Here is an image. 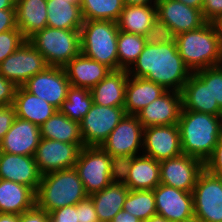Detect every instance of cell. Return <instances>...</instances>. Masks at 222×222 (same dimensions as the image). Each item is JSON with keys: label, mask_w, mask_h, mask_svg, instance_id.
<instances>
[{"label": "cell", "mask_w": 222, "mask_h": 222, "mask_svg": "<svg viewBox=\"0 0 222 222\" xmlns=\"http://www.w3.org/2000/svg\"><path fill=\"white\" fill-rule=\"evenodd\" d=\"M132 77L145 78L165 90L181 92L192 74L179 55L176 42L148 45L128 70Z\"/></svg>", "instance_id": "cell-1"}, {"label": "cell", "mask_w": 222, "mask_h": 222, "mask_svg": "<svg viewBox=\"0 0 222 222\" xmlns=\"http://www.w3.org/2000/svg\"><path fill=\"white\" fill-rule=\"evenodd\" d=\"M178 127L182 153L205 163L222 137V115L181 110Z\"/></svg>", "instance_id": "cell-2"}, {"label": "cell", "mask_w": 222, "mask_h": 222, "mask_svg": "<svg viewBox=\"0 0 222 222\" xmlns=\"http://www.w3.org/2000/svg\"><path fill=\"white\" fill-rule=\"evenodd\" d=\"M87 197L84 185L73 167L41 176L36 191V206L51 213L68 205H76Z\"/></svg>", "instance_id": "cell-3"}, {"label": "cell", "mask_w": 222, "mask_h": 222, "mask_svg": "<svg viewBox=\"0 0 222 222\" xmlns=\"http://www.w3.org/2000/svg\"><path fill=\"white\" fill-rule=\"evenodd\" d=\"M176 44L191 72L222 64V49L211 22L176 35Z\"/></svg>", "instance_id": "cell-4"}, {"label": "cell", "mask_w": 222, "mask_h": 222, "mask_svg": "<svg viewBox=\"0 0 222 222\" xmlns=\"http://www.w3.org/2000/svg\"><path fill=\"white\" fill-rule=\"evenodd\" d=\"M118 34L116 22L84 20L80 29L81 53L109 67L112 71L119 70Z\"/></svg>", "instance_id": "cell-5"}, {"label": "cell", "mask_w": 222, "mask_h": 222, "mask_svg": "<svg viewBox=\"0 0 222 222\" xmlns=\"http://www.w3.org/2000/svg\"><path fill=\"white\" fill-rule=\"evenodd\" d=\"M49 66L64 67L81 53L80 30L45 27L27 39Z\"/></svg>", "instance_id": "cell-6"}, {"label": "cell", "mask_w": 222, "mask_h": 222, "mask_svg": "<svg viewBox=\"0 0 222 222\" xmlns=\"http://www.w3.org/2000/svg\"><path fill=\"white\" fill-rule=\"evenodd\" d=\"M85 192L89 195L101 191L111 184V156L100 146L81 148L74 166Z\"/></svg>", "instance_id": "cell-7"}, {"label": "cell", "mask_w": 222, "mask_h": 222, "mask_svg": "<svg viewBox=\"0 0 222 222\" xmlns=\"http://www.w3.org/2000/svg\"><path fill=\"white\" fill-rule=\"evenodd\" d=\"M194 216L200 222H222V178L205 169L192 191Z\"/></svg>", "instance_id": "cell-8"}, {"label": "cell", "mask_w": 222, "mask_h": 222, "mask_svg": "<svg viewBox=\"0 0 222 222\" xmlns=\"http://www.w3.org/2000/svg\"><path fill=\"white\" fill-rule=\"evenodd\" d=\"M49 65L44 56L27 40L0 63V74L17 87L45 70Z\"/></svg>", "instance_id": "cell-9"}, {"label": "cell", "mask_w": 222, "mask_h": 222, "mask_svg": "<svg viewBox=\"0 0 222 222\" xmlns=\"http://www.w3.org/2000/svg\"><path fill=\"white\" fill-rule=\"evenodd\" d=\"M126 115L124 107L92 105L80 122L84 146H101Z\"/></svg>", "instance_id": "cell-10"}, {"label": "cell", "mask_w": 222, "mask_h": 222, "mask_svg": "<svg viewBox=\"0 0 222 222\" xmlns=\"http://www.w3.org/2000/svg\"><path fill=\"white\" fill-rule=\"evenodd\" d=\"M144 127L136 115H125L100 146L110 156L142 154Z\"/></svg>", "instance_id": "cell-11"}, {"label": "cell", "mask_w": 222, "mask_h": 222, "mask_svg": "<svg viewBox=\"0 0 222 222\" xmlns=\"http://www.w3.org/2000/svg\"><path fill=\"white\" fill-rule=\"evenodd\" d=\"M84 144H70L41 138L34 159L41 175L73 168Z\"/></svg>", "instance_id": "cell-12"}, {"label": "cell", "mask_w": 222, "mask_h": 222, "mask_svg": "<svg viewBox=\"0 0 222 222\" xmlns=\"http://www.w3.org/2000/svg\"><path fill=\"white\" fill-rule=\"evenodd\" d=\"M203 170L204 163L201 160L182 153L177 157L160 161V183L192 192Z\"/></svg>", "instance_id": "cell-13"}, {"label": "cell", "mask_w": 222, "mask_h": 222, "mask_svg": "<svg viewBox=\"0 0 222 222\" xmlns=\"http://www.w3.org/2000/svg\"><path fill=\"white\" fill-rule=\"evenodd\" d=\"M70 86L64 68L58 66H48L23 85L28 92L46 100L57 109L66 100Z\"/></svg>", "instance_id": "cell-14"}, {"label": "cell", "mask_w": 222, "mask_h": 222, "mask_svg": "<svg viewBox=\"0 0 222 222\" xmlns=\"http://www.w3.org/2000/svg\"><path fill=\"white\" fill-rule=\"evenodd\" d=\"M142 154L159 162L181 155L178 124L144 128Z\"/></svg>", "instance_id": "cell-15"}, {"label": "cell", "mask_w": 222, "mask_h": 222, "mask_svg": "<svg viewBox=\"0 0 222 222\" xmlns=\"http://www.w3.org/2000/svg\"><path fill=\"white\" fill-rule=\"evenodd\" d=\"M157 214L170 222H183L194 217L192 192L160 183L153 190Z\"/></svg>", "instance_id": "cell-16"}, {"label": "cell", "mask_w": 222, "mask_h": 222, "mask_svg": "<svg viewBox=\"0 0 222 222\" xmlns=\"http://www.w3.org/2000/svg\"><path fill=\"white\" fill-rule=\"evenodd\" d=\"M182 110L181 92L166 90L160 97L137 113L144 128L178 124Z\"/></svg>", "instance_id": "cell-17"}, {"label": "cell", "mask_w": 222, "mask_h": 222, "mask_svg": "<svg viewBox=\"0 0 222 222\" xmlns=\"http://www.w3.org/2000/svg\"><path fill=\"white\" fill-rule=\"evenodd\" d=\"M156 10L157 17L164 21L176 35L198 29L206 23L202 10L176 0H158Z\"/></svg>", "instance_id": "cell-18"}, {"label": "cell", "mask_w": 222, "mask_h": 222, "mask_svg": "<svg viewBox=\"0 0 222 222\" xmlns=\"http://www.w3.org/2000/svg\"><path fill=\"white\" fill-rule=\"evenodd\" d=\"M41 139L40 127L16 117L0 143V152L34 156Z\"/></svg>", "instance_id": "cell-19"}, {"label": "cell", "mask_w": 222, "mask_h": 222, "mask_svg": "<svg viewBox=\"0 0 222 222\" xmlns=\"http://www.w3.org/2000/svg\"><path fill=\"white\" fill-rule=\"evenodd\" d=\"M41 176L34 156L0 152V179L23 184L36 193Z\"/></svg>", "instance_id": "cell-20"}, {"label": "cell", "mask_w": 222, "mask_h": 222, "mask_svg": "<svg viewBox=\"0 0 222 222\" xmlns=\"http://www.w3.org/2000/svg\"><path fill=\"white\" fill-rule=\"evenodd\" d=\"M63 68L71 86L90 90L112 71L83 53L74 57Z\"/></svg>", "instance_id": "cell-21"}, {"label": "cell", "mask_w": 222, "mask_h": 222, "mask_svg": "<svg viewBox=\"0 0 222 222\" xmlns=\"http://www.w3.org/2000/svg\"><path fill=\"white\" fill-rule=\"evenodd\" d=\"M181 96L182 110L222 115V109L210 93V83H204L194 72L183 86Z\"/></svg>", "instance_id": "cell-22"}, {"label": "cell", "mask_w": 222, "mask_h": 222, "mask_svg": "<svg viewBox=\"0 0 222 222\" xmlns=\"http://www.w3.org/2000/svg\"><path fill=\"white\" fill-rule=\"evenodd\" d=\"M128 70L111 71L90 91L93 103L100 106L124 107Z\"/></svg>", "instance_id": "cell-23"}, {"label": "cell", "mask_w": 222, "mask_h": 222, "mask_svg": "<svg viewBox=\"0 0 222 222\" xmlns=\"http://www.w3.org/2000/svg\"><path fill=\"white\" fill-rule=\"evenodd\" d=\"M36 205V193L23 184L0 179V213L20 215Z\"/></svg>", "instance_id": "cell-24"}, {"label": "cell", "mask_w": 222, "mask_h": 222, "mask_svg": "<svg viewBox=\"0 0 222 222\" xmlns=\"http://www.w3.org/2000/svg\"><path fill=\"white\" fill-rule=\"evenodd\" d=\"M13 106L17 117L39 127L58 110L46 100L28 92L23 86L17 87Z\"/></svg>", "instance_id": "cell-25"}, {"label": "cell", "mask_w": 222, "mask_h": 222, "mask_svg": "<svg viewBox=\"0 0 222 222\" xmlns=\"http://www.w3.org/2000/svg\"><path fill=\"white\" fill-rule=\"evenodd\" d=\"M166 90L156 83L128 76L124 109L126 115H137L148 104L160 97Z\"/></svg>", "instance_id": "cell-26"}, {"label": "cell", "mask_w": 222, "mask_h": 222, "mask_svg": "<svg viewBox=\"0 0 222 222\" xmlns=\"http://www.w3.org/2000/svg\"><path fill=\"white\" fill-rule=\"evenodd\" d=\"M16 24L28 39L47 27V0H15Z\"/></svg>", "instance_id": "cell-27"}, {"label": "cell", "mask_w": 222, "mask_h": 222, "mask_svg": "<svg viewBox=\"0 0 222 222\" xmlns=\"http://www.w3.org/2000/svg\"><path fill=\"white\" fill-rule=\"evenodd\" d=\"M160 184V162L144 154L133 156L125 185L129 190H154Z\"/></svg>", "instance_id": "cell-28"}, {"label": "cell", "mask_w": 222, "mask_h": 222, "mask_svg": "<svg viewBox=\"0 0 222 222\" xmlns=\"http://www.w3.org/2000/svg\"><path fill=\"white\" fill-rule=\"evenodd\" d=\"M129 188L125 184L111 183L89 197L92 199L98 220L110 222L123 209Z\"/></svg>", "instance_id": "cell-29"}, {"label": "cell", "mask_w": 222, "mask_h": 222, "mask_svg": "<svg viewBox=\"0 0 222 222\" xmlns=\"http://www.w3.org/2000/svg\"><path fill=\"white\" fill-rule=\"evenodd\" d=\"M47 27L80 30L84 22L80 4L70 0H47Z\"/></svg>", "instance_id": "cell-30"}, {"label": "cell", "mask_w": 222, "mask_h": 222, "mask_svg": "<svg viewBox=\"0 0 222 222\" xmlns=\"http://www.w3.org/2000/svg\"><path fill=\"white\" fill-rule=\"evenodd\" d=\"M156 18V5H125L116 23L119 31L144 36Z\"/></svg>", "instance_id": "cell-31"}, {"label": "cell", "mask_w": 222, "mask_h": 222, "mask_svg": "<svg viewBox=\"0 0 222 222\" xmlns=\"http://www.w3.org/2000/svg\"><path fill=\"white\" fill-rule=\"evenodd\" d=\"M41 138L61 141L70 144H84L80 123L69 119L57 110L40 126Z\"/></svg>", "instance_id": "cell-32"}, {"label": "cell", "mask_w": 222, "mask_h": 222, "mask_svg": "<svg viewBox=\"0 0 222 222\" xmlns=\"http://www.w3.org/2000/svg\"><path fill=\"white\" fill-rule=\"evenodd\" d=\"M93 105V96L90 89L70 86L66 100L58 109L69 119L80 123Z\"/></svg>", "instance_id": "cell-33"}, {"label": "cell", "mask_w": 222, "mask_h": 222, "mask_svg": "<svg viewBox=\"0 0 222 222\" xmlns=\"http://www.w3.org/2000/svg\"><path fill=\"white\" fill-rule=\"evenodd\" d=\"M125 4L124 0H81L83 20L117 22Z\"/></svg>", "instance_id": "cell-34"}, {"label": "cell", "mask_w": 222, "mask_h": 222, "mask_svg": "<svg viewBox=\"0 0 222 222\" xmlns=\"http://www.w3.org/2000/svg\"><path fill=\"white\" fill-rule=\"evenodd\" d=\"M123 210L141 221L149 220L157 214L153 190H129Z\"/></svg>", "instance_id": "cell-35"}, {"label": "cell", "mask_w": 222, "mask_h": 222, "mask_svg": "<svg viewBox=\"0 0 222 222\" xmlns=\"http://www.w3.org/2000/svg\"><path fill=\"white\" fill-rule=\"evenodd\" d=\"M144 46V36L119 31L117 39L119 70H129L138 59Z\"/></svg>", "instance_id": "cell-36"}, {"label": "cell", "mask_w": 222, "mask_h": 222, "mask_svg": "<svg viewBox=\"0 0 222 222\" xmlns=\"http://www.w3.org/2000/svg\"><path fill=\"white\" fill-rule=\"evenodd\" d=\"M204 83H210L213 100L222 109V64L200 69L194 72Z\"/></svg>", "instance_id": "cell-37"}, {"label": "cell", "mask_w": 222, "mask_h": 222, "mask_svg": "<svg viewBox=\"0 0 222 222\" xmlns=\"http://www.w3.org/2000/svg\"><path fill=\"white\" fill-rule=\"evenodd\" d=\"M144 38L145 44L148 45L172 44L176 42L174 31L158 17L154 20Z\"/></svg>", "instance_id": "cell-38"}, {"label": "cell", "mask_w": 222, "mask_h": 222, "mask_svg": "<svg viewBox=\"0 0 222 222\" xmlns=\"http://www.w3.org/2000/svg\"><path fill=\"white\" fill-rule=\"evenodd\" d=\"M26 40L19 28L0 33V63L16 51Z\"/></svg>", "instance_id": "cell-39"}, {"label": "cell", "mask_w": 222, "mask_h": 222, "mask_svg": "<svg viewBox=\"0 0 222 222\" xmlns=\"http://www.w3.org/2000/svg\"><path fill=\"white\" fill-rule=\"evenodd\" d=\"M132 165V156H111L110 179L112 183L125 184Z\"/></svg>", "instance_id": "cell-40"}, {"label": "cell", "mask_w": 222, "mask_h": 222, "mask_svg": "<svg viewBox=\"0 0 222 222\" xmlns=\"http://www.w3.org/2000/svg\"><path fill=\"white\" fill-rule=\"evenodd\" d=\"M204 169L211 175L222 178V137L219 139L211 156L205 161Z\"/></svg>", "instance_id": "cell-41"}, {"label": "cell", "mask_w": 222, "mask_h": 222, "mask_svg": "<svg viewBox=\"0 0 222 222\" xmlns=\"http://www.w3.org/2000/svg\"><path fill=\"white\" fill-rule=\"evenodd\" d=\"M76 212H78V222L99 221L94 203L89 196L76 204Z\"/></svg>", "instance_id": "cell-42"}, {"label": "cell", "mask_w": 222, "mask_h": 222, "mask_svg": "<svg viewBox=\"0 0 222 222\" xmlns=\"http://www.w3.org/2000/svg\"><path fill=\"white\" fill-rule=\"evenodd\" d=\"M16 117L13 105L0 106V143L2 142L5 134L10 130Z\"/></svg>", "instance_id": "cell-43"}, {"label": "cell", "mask_w": 222, "mask_h": 222, "mask_svg": "<svg viewBox=\"0 0 222 222\" xmlns=\"http://www.w3.org/2000/svg\"><path fill=\"white\" fill-rule=\"evenodd\" d=\"M49 222H78L76 205H68L49 213Z\"/></svg>", "instance_id": "cell-44"}, {"label": "cell", "mask_w": 222, "mask_h": 222, "mask_svg": "<svg viewBox=\"0 0 222 222\" xmlns=\"http://www.w3.org/2000/svg\"><path fill=\"white\" fill-rule=\"evenodd\" d=\"M17 86L0 74V106L13 105Z\"/></svg>", "instance_id": "cell-45"}, {"label": "cell", "mask_w": 222, "mask_h": 222, "mask_svg": "<svg viewBox=\"0 0 222 222\" xmlns=\"http://www.w3.org/2000/svg\"><path fill=\"white\" fill-rule=\"evenodd\" d=\"M202 15L206 22H212L222 16V0H204Z\"/></svg>", "instance_id": "cell-46"}, {"label": "cell", "mask_w": 222, "mask_h": 222, "mask_svg": "<svg viewBox=\"0 0 222 222\" xmlns=\"http://www.w3.org/2000/svg\"><path fill=\"white\" fill-rule=\"evenodd\" d=\"M19 222H49V213L35 205L19 215Z\"/></svg>", "instance_id": "cell-47"}, {"label": "cell", "mask_w": 222, "mask_h": 222, "mask_svg": "<svg viewBox=\"0 0 222 222\" xmlns=\"http://www.w3.org/2000/svg\"><path fill=\"white\" fill-rule=\"evenodd\" d=\"M17 29L16 9L0 10V33Z\"/></svg>", "instance_id": "cell-48"}, {"label": "cell", "mask_w": 222, "mask_h": 222, "mask_svg": "<svg viewBox=\"0 0 222 222\" xmlns=\"http://www.w3.org/2000/svg\"><path fill=\"white\" fill-rule=\"evenodd\" d=\"M138 218L130 215L125 210H121L110 222H140Z\"/></svg>", "instance_id": "cell-49"}, {"label": "cell", "mask_w": 222, "mask_h": 222, "mask_svg": "<svg viewBox=\"0 0 222 222\" xmlns=\"http://www.w3.org/2000/svg\"><path fill=\"white\" fill-rule=\"evenodd\" d=\"M211 24H212V26L215 29L219 45H220V47L222 49V16H219V17L215 18L211 22Z\"/></svg>", "instance_id": "cell-50"}, {"label": "cell", "mask_w": 222, "mask_h": 222, "mask_svg": "<svg viewBox=\"0 0 222 222\" xmlns=\"http://www.w3.org/2000/svg\"><path fill=\"white\" fill-rule=\"evenodd\" d=\"M158 0H124L125 5H156Z\"/></svg>", "instance_id": "cell-51"}, {"label": "cell", "mask_w": 222, "mask_h": 222, "mask_svg": "<svg viewBox=\"0 0 222 222\" xmlns=\"http://www.w3.org/2000/svg\"><path fill=\"white\" fill-rule=\"evenodd\" d=\"M176 1H179L189 7L196 8L199 10H202L204 2V0H176Z\"/></svg>", "instance_id": "cell-52"}, {"label": "cell", "mask_w": 222, "mask_h": 222, "mask_svg": "<svg viewBox=\"0 0 222 222\" xmlns=\"http://www.w3.org/2000/svg\"><path fill=\"white\" fill-rule=\"evenodd\" d=\"M0 222H19V215L0 213Z\"/></svg>", "instance_id": "cell-53"}, {"label": "cell", "mask_w": 222, "mask_h": 222, "mask_svg": "<svg viewBox=\"0 0 222 222\" xmlns=\"http://www.w3.org/2000/svg\"><path fill=\"white\" fill-rule=\"evenodd\" d=\"M16 9L15 0H0V10Z\"/></svg>", "instance_id": "cell-54"}, {"label": "cell", "mask_w": 222, "mask_h": 222, "mask_svg": "<svg viewBox=\"0 0 222 222\" xmlns=\"http://www.w3.org/2000/svg\"><path fill=\"white\" fill-rule=\"evenodd\" d=\"M146 222H170V221L166 220L163 216L159 214H155L149 220H146Z\"/></svg>", "instance_id": "cell-55"}, {"label": "cell", "mask_w": 222, "mask_h": 222, "mask_svg": "<svg viewBox=\"0 0 222 222\" xmlns=\"http://www.w3.org/2000/svg\"><path fill=\"white\" fill-rule=\"evenodd\" d=\"M183 222H200L195 216Z\"/></svg>", "instance_id": "cell-56"}, {"label": "cell", "mask_w": 222, "mask_h": 222, "mask_svg": "<svg viewBox=\"0 0 222 222\" xmlns=\"http://www.w3.org/2000/svg\"><path fill=\"white\" fill-rule=\"evenodd\" d=\"M80 1H81V0H70V3H73V4H80Z\"/></svg>", "instance_id": "cell-57"}]
</instances>
